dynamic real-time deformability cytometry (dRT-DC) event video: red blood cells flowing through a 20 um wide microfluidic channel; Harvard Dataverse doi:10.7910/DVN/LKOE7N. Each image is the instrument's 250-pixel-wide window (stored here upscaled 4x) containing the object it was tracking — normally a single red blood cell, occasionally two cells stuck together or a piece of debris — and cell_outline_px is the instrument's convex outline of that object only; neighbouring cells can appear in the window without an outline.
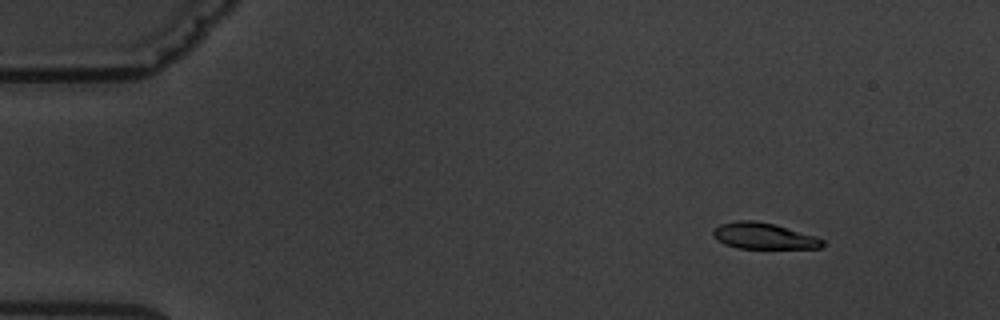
{"species": "common noctule bat (a hibernating species)", "species_latin": "Nyctalus noctula", "temperature_condition": "warm", "stored_images_in_passage": 5, "camera_frame_rate_fps": 3000, "um_per_image_px": 0.085, "animal": {"sex": "male", "body_mass_g": 19.5, "forearm_length_mm": 54.6}, "frame": {"image": 1, "passage_image": 2, "time_ms": 1.333, "image_size_px": [1000, 320], "cell_outline_px": [[824, 244], [820, 248], [736, 248], [724, 244], [716, 240], [712, 236], [712, 232], [720, 224], [736, 220], [752, 220], [772, 224], [816, 236], [824, 240]], "centroid_in_image_um": [64.87, 20.06], "position_along_channel_um": 20.1, "area_um2": 16.59}}
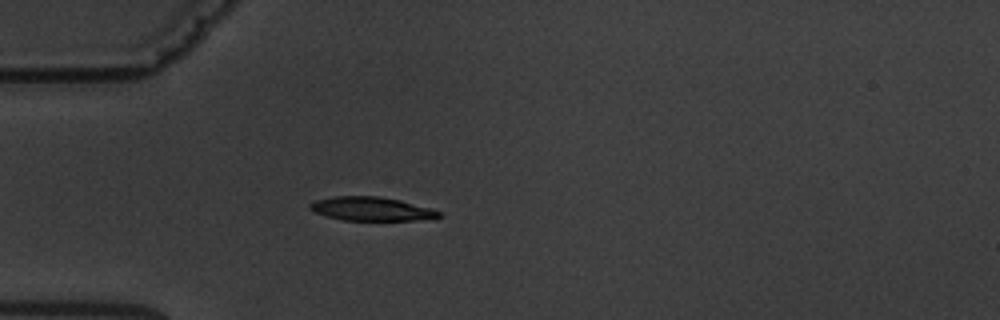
{"frame": {"image": 2, "passage_image": 5, "time_ms": 4.667, "image_size_px": [1000, 320], "cell_outline_px": [[440, 216], [432, 220], [344, 220], [328, 216], [316, 212], [308, 208], [308, 204], [316, 200], [332, 196], [376, 196], [400, 200], [432, 208], [440, 212]], "centroid_in_image_um": [31.6, 17.75], "position_along_channel_um": 53.4, "area_um2": 17.86}}